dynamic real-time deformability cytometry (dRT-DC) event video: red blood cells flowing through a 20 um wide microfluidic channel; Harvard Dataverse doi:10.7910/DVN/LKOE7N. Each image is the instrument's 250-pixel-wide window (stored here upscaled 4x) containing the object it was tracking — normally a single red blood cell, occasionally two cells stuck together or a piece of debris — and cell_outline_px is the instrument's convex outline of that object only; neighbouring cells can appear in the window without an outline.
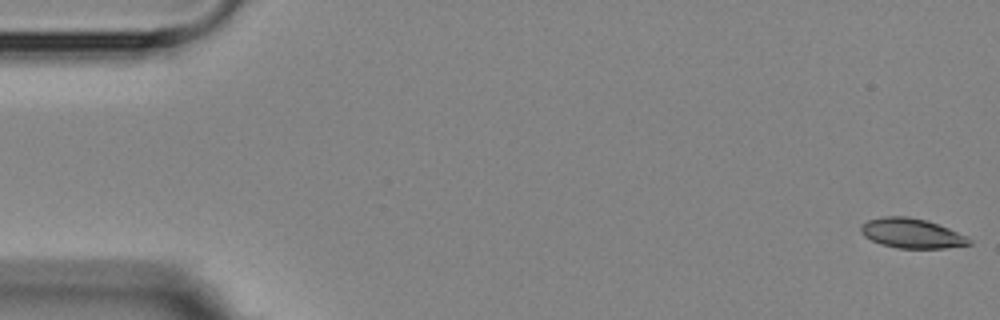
{"species": "Egyptian fruit bat (a non-hibernating species)", "species_latin": "Rousettus aegyptiacus", "temperature_condition": "room temperature", "stored_images_in_passage": 5, "camera_frame_rate_fps": 3000, "um_per_image_px": 0.085, "animal": {"sex": "female"}, "frame": {"image": 1, "passage_image": 1, "time_ms": 0.0, "image_size_px": [1000, 320], "cell_outline_px": [[972, 244], [944, 248], [896, 248], [880, 244], [864, 236], [860, 232], [860, 224], [868, 220], [884, 216], [908, 216], [928, 220], [968, 236], [972, 240]], "centroid_in_image_um": [77.49, 19.82], "position_along_channel_um": 7.5, "area_um2": 18.96}}